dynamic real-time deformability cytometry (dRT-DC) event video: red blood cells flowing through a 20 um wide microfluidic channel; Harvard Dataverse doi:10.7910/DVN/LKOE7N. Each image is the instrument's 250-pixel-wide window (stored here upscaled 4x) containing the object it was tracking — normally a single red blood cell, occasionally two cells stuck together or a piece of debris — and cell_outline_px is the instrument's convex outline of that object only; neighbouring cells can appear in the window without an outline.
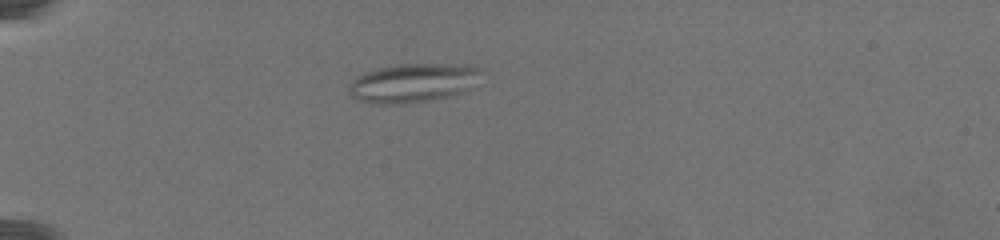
{"species": "common noctule bat (a hibernating species)", "species_latin": "Nyctalus noctula", "temperature_condition": "warm", "stored_images_in_passage": 15, "camera_frame_rate_fps": 3000, "um_per_image_px": 0.085, "animal": {"sex": "female", "body_mass_g": 19.5, "forearm_length_mm": 54.1}, "frame": {"image": 1, "passage_image": 3, "time_ms": 0.333, "image_size_px": [1000, 240], "cell_outline_px": [[484, 68], [460, 92], [448, 96], [428, 100], [404, 104], [372, 104], [360, 100], [352, 96], [352, 80], [356, 76], [364, 72], [380, 68], [400, 64], [468, 64]], "centroid_in_image_um": [35.05, 7.03], "position_along_channel_um": 50.0, "area_um2": 29.19}}